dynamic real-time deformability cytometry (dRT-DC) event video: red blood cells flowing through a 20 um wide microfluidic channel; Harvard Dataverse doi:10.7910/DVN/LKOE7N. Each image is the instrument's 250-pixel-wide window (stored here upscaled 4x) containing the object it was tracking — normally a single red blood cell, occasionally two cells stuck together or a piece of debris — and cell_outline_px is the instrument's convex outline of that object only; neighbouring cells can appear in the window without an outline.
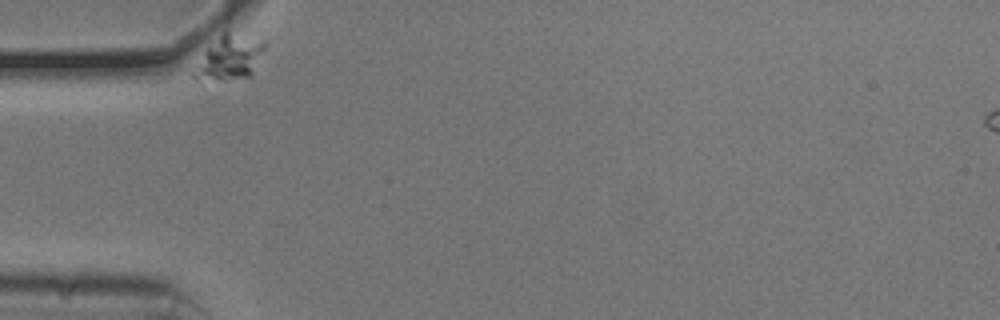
{"species": "common noctule bat (a hibernating species)", "species_latin": "Nyctalus noctula", "temperature_condition": "cold", "stored_images_in_passage": 37, "camera_frame_rate_fps": 3000, "um_per_image_px": 0.085, "animal": {"sex": "male", "body_mass_g": 20.5, "forearm_length_mm": 52.5}, "frame": {"image": 1, "passage_image": 1, "time_ms": 0.0, "image_size_px": [1000, 320], "cell_outline_px": [[268, 44], [252, 76], [224, 80], [196, 80], [192, 76], [192, 72], [204, 52], [224, 32], [228, 32], [268, 40]], "centroid_in_image_um": [19.58, 4.92], "position_along_channel_um": 65.4, "area_um2": 18.38}}
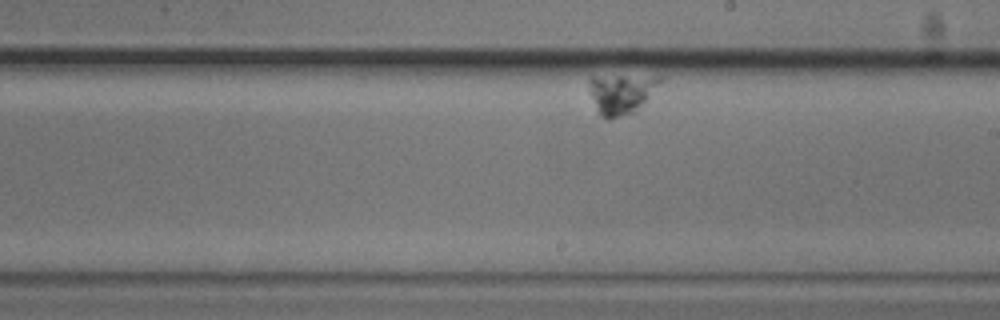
{"frame": {"image": 2, "passage_image": 22, "time_ms": 7.0, "image_size_px": [1000, 320], "cell_outline_px": [[664, 76], [636, 112], [624, 116], [608, 120], [600, 116], [596, 112], [588, 80], [588, 76]], "centroid_in_image_um": [52.76, 7.98], "position_along_channel_um": 236.2, "area_um2": 16.47}}
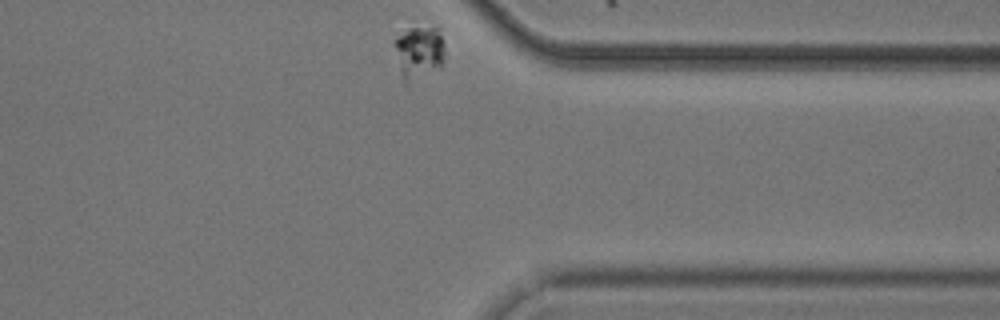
{"frame": {"image": 3, "passage_image": 37, "time_ms": 12.0, "image_size_px": [1000, 320], "cell_outline_px": [[444, 52], [440, 68], [408, 84], [404, 84], [400, 76], [392, 44], [392, 40], [408, 28], [440, 28], [444, 44]], "centroid_in_image_um": [35.55, 4.48], "position_along_channel_um": 375.8, "area_um2": 16.07}}